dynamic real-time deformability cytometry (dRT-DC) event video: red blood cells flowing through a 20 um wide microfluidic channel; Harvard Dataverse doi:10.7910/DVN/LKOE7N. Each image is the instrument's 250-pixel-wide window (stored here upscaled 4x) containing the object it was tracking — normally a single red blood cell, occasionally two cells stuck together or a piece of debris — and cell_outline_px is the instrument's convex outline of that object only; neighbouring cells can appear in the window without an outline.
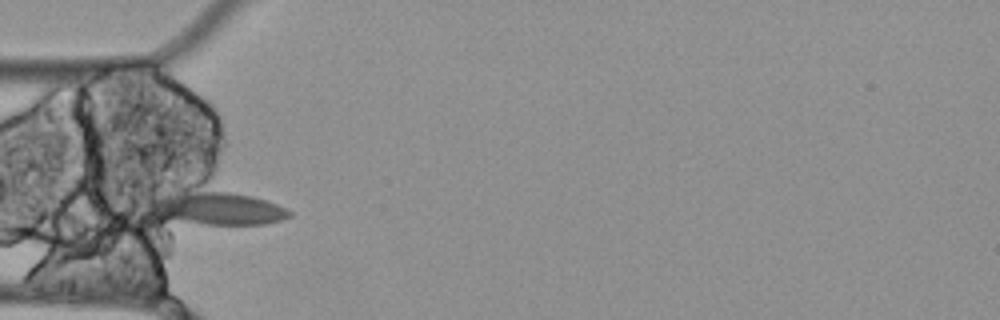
{"species": "Egyptian fruit bat (a non-hibernating species)", "species_latin": "Rousettus aegyptiacus", "temperature_condition": "cold", "stored_images_in_passage": 38, "camera_frame_rate_fps": 3000, "um_per_image_px": 0.085, "animal": {"sex": "female"}, "frame": {"image": 1, "passage_image": 1, "time_ms": 0.0, "image_size_px": [1000, 320], "cell_outline_px": [[292, 216], [280, 220], [264, 224], [204, 224], [168, 220], [148, 216], [144, 204], [148, 200], [156, 196], [200, 180], [252, 196], [276, 204], [292, 212]], "centroid_in_image_um": [18.14, 17.54], "position_along_channel_um": 66.9, "area_um2": 30.58}}
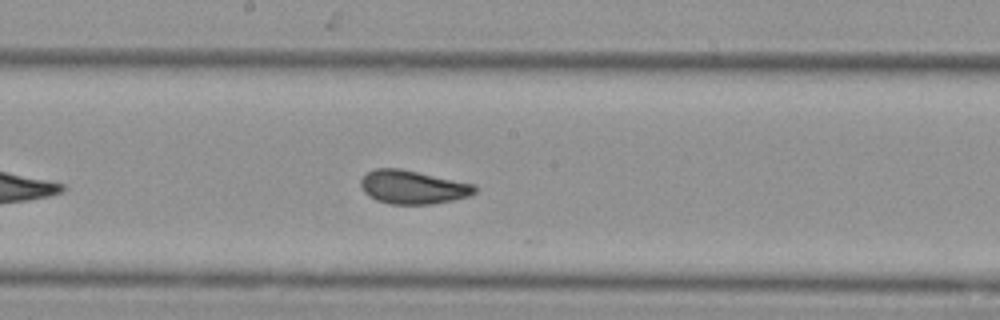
{"frame": {"image": 2, "passage_image": 13, "time_ms": 4.0, "image_size_px": [1000, 320], "cell_outline_px": [[476, 192], [468, 196], [452, 200], [432, 204], [388, 204], [376, 200], [368, 196], [364, 192], [360, 184], [360, 180], [368, 172], [376, 168], [400, 168], [476, 184]], "centroid_in_image_um": [35.08, 15.9], "position_along_channel_um": 213.1, "area_um2": 22.37}}
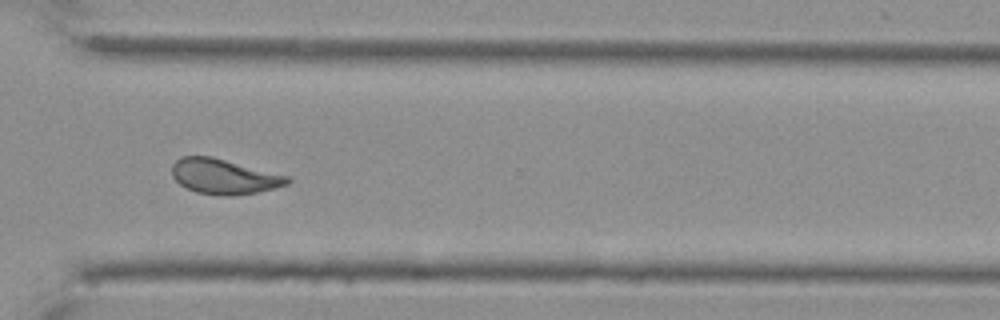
{"frame": {"image": 3, "passage_image": 25, "time_ms": 8.0, "image_size_px": [1000, 320], "cell_outline_px": [[292, 180], [288, 184], [256, 192], [232, 196], [220, 196], [196, 192], [180, 184], [172, 176], [172, 164], [180, 156], [212, 156], [288, 176]], "centroid_in_image_um": [19.01, 15.0], "position_along_channel_um": 351.6, "area_um2": 23.52}, "authors_computed_cell_mechanics": {"area_um2": 23.3801, "velocity_mm_per_s": 3.463, "shape_relaxation_time_tau1_ms": null, "shape_relaxation_time_tau2_ms": 1.9832, "deformation_change_tau1": null, "deformation_change_tau2": 0.0617}}